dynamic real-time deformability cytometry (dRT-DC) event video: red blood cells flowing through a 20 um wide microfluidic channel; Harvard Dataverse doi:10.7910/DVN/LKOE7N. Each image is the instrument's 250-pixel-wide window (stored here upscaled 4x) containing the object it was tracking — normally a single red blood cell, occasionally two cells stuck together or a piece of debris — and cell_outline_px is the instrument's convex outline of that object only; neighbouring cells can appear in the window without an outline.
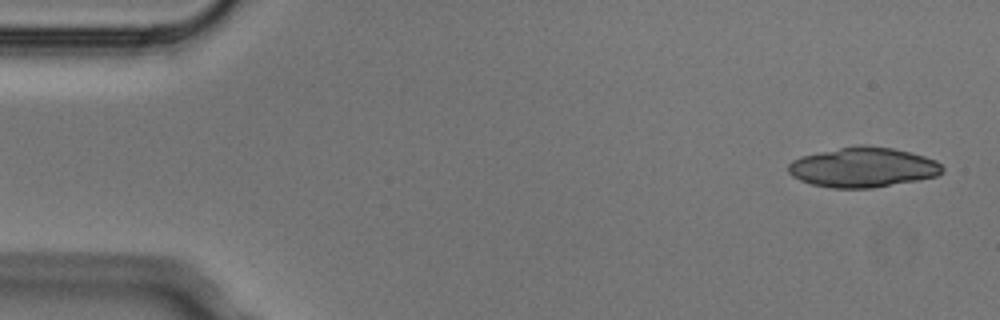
{"species": "Egyptian fruit bat (a non-hibernating species)", "species_latin": "Rousettus aegyptiacus", "temperature_condition": "cold", "stored_images_in_passage": 4, "camera_frame_rate_fps": 3000, "um_per_image_px": 0.085, "animal": {"sex": "male"}, "frame": {"image": 1, "passage_image": 1, "time_ms": 0.0, "image_size_px": [1000, 320], "cell_outline_px": [[944, 172], [936, 176], [916, 180], [872, 188], [832, 188], [812, 184], [800, 180], [792, 176], [788, 172], [788, 164], [792, 160], [800, 156], [860, 144], [864, 144], [892, 148], [924, 156], [936, 160], [944, 168]], "centroid_in_image_um": [73.34, 14.22], "position_along_channel_um": 11.7, "area_um2": 35.72}}